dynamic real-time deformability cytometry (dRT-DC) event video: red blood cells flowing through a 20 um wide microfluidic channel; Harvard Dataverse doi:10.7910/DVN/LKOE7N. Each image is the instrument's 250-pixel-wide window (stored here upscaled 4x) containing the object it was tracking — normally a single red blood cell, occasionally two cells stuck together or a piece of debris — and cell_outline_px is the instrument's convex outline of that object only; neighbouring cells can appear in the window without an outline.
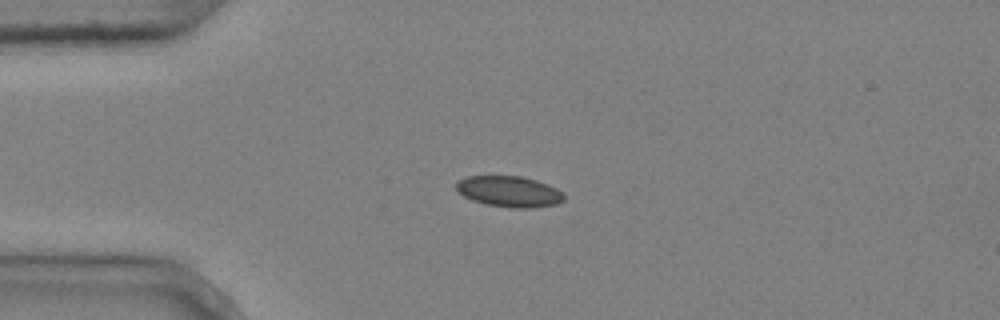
{"species": "common noctule bat (a hibernating species)", "species_latin": "Nyctalus noctula", "temperature_condition": "cold", "stored_images_in_passage": 4, "camera_frame_rate_fps": 3000, "um_per_image_px": 0.085, "animal": {"sex": "male", "body_mass_g": 20.4}, "frame": {"image": 1, "passage_image": 3, "time_ms": 0.667, "image_size_px": [1000, 320], "cell_outline_px": [[564, 200], [556, 204], [532, 208], [508, 208], [484, 204], [472, 200], [464, 196], [456, 188], [456, 184], [460, 180], [468, 176], [520, 176], [536, 180], [548, 184], [564, 192]], "centroid_in_image_um": [43.31, 16.29], "position_along_channel_um": 41.7, "area_um2": 19.48}}